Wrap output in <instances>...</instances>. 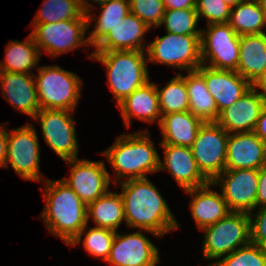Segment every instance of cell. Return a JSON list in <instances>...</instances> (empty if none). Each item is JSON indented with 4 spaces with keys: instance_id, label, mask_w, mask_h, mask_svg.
<instances>
[{
    "instance_id": "6da1fadb",
    "label": "cell",
    "mask_w": 266,
    "mask_h": 266,
    "mask_svg": "<svg viewBox=\"0 0 266 266\" xmlns=\"http://www.w3.org/2000/svg\"><path fill=\"white\" fill-rule=\"evenodd\" d=\"M119 184L128 227L154 232L161 237L179 229L180 224L148 177L121 181Z\"/></svg>"
},
{
    "instance_id": "7a4b0ae2",
    "label": "cell",
    "mask_w": 266,
    "mask_h": 266,
    "mask_svg": "<svg viewBox=\"0 0 266 266\" xmlns=\"http://www.w3.org/2000/svg\"><path fill=\"white\" fill-rule=\"evenodd\" d=\"M45 189L43 197L46 201L40 218L48 233L60 238L67 246L88 224L87 205L61 179H43Z\"/></svg>"
},
{
    "instance_id": "3957f363",
    "label": "cell",
    "mask_w": 266,
    "mask_h": 266,
    "mask_svg": "<svg viewBox=\"0 0 266 266\" xmlns=\"http://www.w3.org/2000/svg\"><path fill=\"white\" fill-rule=\"evenodd\" d=\"M149 131L121 134L101 154L109 161L115 173V184L130 179L147 178V174L159 172L160 156ZM125 180H119L124 179Z\"/></svg>"
},
{
    "instance_id": "277c9868",
    "label": "cell",
    "mask_w": 266,
    "mask_h": 266,
    "mask_svg": "<svg viewBox=\"0 0 266 266\" xmlns=\"http://www.w3.org/2000/svg\"><path fill=\"white\" fill-rule=\"evenodd\" d=\"M88 57L104 65L107 85L117 101L116 107L150 81L146 51H93Z\"/></svg>"
},
{
    "instance_id": "5b68a950",
    "label": "cell",
    "mask_w": 266,
    "mask_h": 266,
    "mask_svg": "<svg viewBox=\"0 0 266 266\" xmlns=\"http://www.w3.org/2000/svg\"><path fill=\"white\" fill-rule=\"evenodd\" d=\"M34 73L40 109L76 111L81 98L82 79L58 65L37 66Z\"/></svg>"
},
{
    "instance_id": "8992f818",
    "label": "cell",
    "mask_w": 266,
    "mask_h": 266,
    "mask_svg": "<svg viewBox=\"0 0 266 266\" xmlns=\"http://www.w3.org/2000/svg\"><path fill=\"white\" fill-rule=\"evenodd\" d=\"M204 231L202 254L204 259L213 260L212 266L220 258L231 254L237 248L249 244L250 219L248 213L230 212L218 222L201 230Z\"/></svg>"
},
{
    "instance_id": "52a82bcc",
    "label": "cell",
    "mask_w": 266,
    "mask_h": 266,
    "mask_svg": "<svg viewBox=\"0 0 266 266\" xmlns=\"http://www.w3.org/2000/svg\"><path fill=\"white\" fill-rule=\"evenodd\" d=\"M201 35H182L167 32L148 43V63L168 65L182 71L197 70L202 65Z\"/></svg>"
},
{
    "instance_id": "ba28073f",
    "label": "cell",
    "mask_w": 266,
    "mask_h": 266,
    "mask_svg": "<svg viewBox=\"0 0 266 266\" xmlns=\"http://www.w3.org/2000/svg\"><path fill=\"white\" fill-rule=\"evenodd\" d=\"M31 32L41 55L45 51L52 58L82 46H90L86 32L88 19H71L56 23L31 24ZM42 50V51H41Z\"/></svg>"
},
{
    "instance_id": "9c48e42d",
    "label": "cell",
    "mask_w": 266,
    "mask_h": 266,
    "mask_svg": "<svg viewBox=\"0 0 266 266\" xmlns=\"http://www.w3.org/2000/svg\"><path fill=\"white\" fill-rule=\"evenodd\" d=\"M240 36L229 23L208 24L201 28L202 64L217 70L237 72L240 56Z\"/></svg>"
},
{
    "instance_id": "30bf717a",
    "label": "cell",
    "mask_w": 266,
    "mask_h": 266,
    "mask_svg": "<svg viewBox=\"0 0 266 266\" xmlns=\"http://www.w3.org/2000/svg\"><path fill=\"white\" fill-rule=\"evenodd\" d=\"M34 124H24L8 131L7 160L9 166L23 180L41 182L40 145Z\"/></svg>"
},
{
    "instance_id": "8fae6325",
    "label": "cell",
    "mask_w": 266,
    "mask_h": 266,
    "mask_svg": "<svg viewBox=\"0 0 266 266\" xmlns=\"http://www.w3.org/2000/svg\"><path fill=\"white\" fill-rule=\"evenodd\" d=\"M228 136L229 133L216 122H206L190 147L198 169L209 182L226 170Z\"/></svg>"
},
{
    "instance_id": "7c38bea8",
    "label": "cell",
    "mask_w": 266,
    "mask_h": 266,
    "mask_svg": "<svg viewBox=\"0 0 266 266\" xmlns=\"http://www.w3.org/2000/svg\"><path fill=\"white\" fill-rule=\"evenodd\" d=\"M73 112L69 110L40 109L33 118L40 123L46 144L63 161L79 158V145Z\"/></svg>"
},
{
    "instance_id": "4fadbf2b",
    "label": "cell",
    "mask_w": 266,
    "mask_h": 266,
    "mask_svg": "<svg viewBox=\"0 0 266 266\" xmlns=\"http://www.w3.org/2000/svg\"><path fill=\"white\" fill-rule=\"evenodd\" d=\"M70 176L61 180L88 205L109 191L110 174L104 161L72 159L65 161Z\"/></svg>"
},
{
    "instance_id": "5bb4252c",
    "label": "cell",
    "mask_w": 266,
    "mask_h": 266,
    "mask_svg": "<svg viewBox=\"0 0 266 266\" xmlns=\"http://www.w3.org/2000/svg\"><path fill=\"white\" fill-rule=\"evenodd\" d=\"M258 178L257 169L225 170L213 181V186L221 188L231 212L249 214L256 209Z\"/></svg>"
},
{
    "instance_id": "9a60e30c",
    "label": "cell",
    "mask_w": 266,
    "mask_h": 266,
    "mask_svg": "<svg viewBox=\"0 0 266 266\" xmlns=\"http://www.w3.org/2000/svg\"><path fill=\"white\" fill-rule=\"evenodd\" d=\"M145 232L162 238L147 230H138L129 234L116 232L106 263L112 266H156L159 264V249L145 236Z\"/></svg>"
},
{
    "instance_id": "2e32d148",
    "label": "cell",
    "mask_w": 266,
    "mask_h": 266,
    "mask_svg": "<svg viewBox=\"0 0 266 266\" xmlns=\"http://www.w3.org/2000/svg\"><path fill=\"white\" fill-rule=\"evenodd\" d=\"M197 70L204 76L218 113L231 106L253 87L236 71L217 70L203 64Z\"/></svg>"
},
{
    "instance_id": "e0dca14e",
    "label": "cell",
    "mask_w": 266,
    "mask_h": 266,
    "mask_svg": "<svg viewBox=\"0 0 266 266\" xmlns=\"http://www.w3.org/2000/svg\"><path fill=\"white\" fill-rule=\"evenodd\" d=\"M160 145L159 147L164 150V162L160 158L159 171L170 172L179 187L187 190L209 182L198 169L191 148L170 144Z\"/></svg>"
},
{
    "instance_id": "ac0fdd59",
    "label": "cell",
    "mask_w": 266,
    "mask_h": 266,
    "mask_svg": "<svg viewBox=\"0 0 266 266\" xmlns=\"http://www.w3.org/2000/svg\"><path fill=\"white\" fill-rule=\"evenodd\" d=\"M265 103L259 91L252 87L231 106L222 110L216 123L229 134L254 131Z\"/></svg>"
},
{
    "instance_id": "d6986e66",
    "label": "cell",
    "mask_w": 266,
    "mask_h": 266,
    "mask_svg": "<svg viewBox=\"0 0 266 266\" xmlns=\"http://www.w3.org/2000/svg\"><path fill=\"white\" fill-rule=\"evenodd\" d=\"M266 165V144L254 133H230L227 142L226 170L257 169Z\"/></svg>"
},
{
    "instance_id": "ffe728a7",
    "label": "cell",
    "mask_w": 266,
    "mask_h": 266,
    "mask_svg": "<svg viewBox=\"0 0 266 266\" xmlns=\"http://www.w3.org/2000/svg\"><path fill=\"white\" fill-rule=\"evenodd\" d=\"M0 89L3 98L16 111L33 119L40 110L33 74L0 72Z\"/></svg>"
},
{
    "instance_id": "44dd1931",
    "label": "cell",
    "mask_w": 266,
    "mask_h": 266,
    "mask_svg": "<svg viewBox=\"0 0 266 266\" xmlns=\"http://www.w3.org/2000/svg\"><path fill=\"white\" fill-rule=\"evenodd\" d=\"M211 186H213V182L184 190L191 196L189 208L200 231L218 222L231 212L222 193L212 190Z\"/></svg>"
},
{
    "instance_id": "7402d4cb",
    "label": "cell",
    "mask_w": 266,
    "mask_h": 266,
    "mask_svg": "<svg viewBox=\"0 0 266 266\" xmlns=\"http://www.w3.org/2000/svg\"><path fill=\"white\" fill-rule=\"evenodd\" d=\"M123 118L124 126L130 128L132 118L148 124L161 122L162 115L159 109L158 93L154 82H147L137 88L118 106Z\"/></svg>"
},
{
    "instance_id": "603a6c76",
    "label": "cell",
    "mask_w": 266,
    "mask_h": 266,
    "mask_svg": "<svg viewBox=\"0 0 266 266\" xmlns=\"http://www.w3.org/2000/svg\"><path fill=\"white\" fill-rule=\"evenodd\" d=\"M150 30L142 20L130 12L121 24L110 30L94 51H146L148 44L143 37Z\"/></svg>"
},
{
    "instance_id": "cb8c5ba5",
    "label": "cell",
    "mask_w": 266,
    "mask_h": 266,
    "mask_svg": "<svg viewBox=\"0 0 266 266\" xmlns=\"http://www.w3.org/2000/svg\"><path fill=\"white\" fill-rule=\"evenodd\" d=\"M203 124L204 122L190 111L163 115L159 124L162 135L160 144L190 148Z\"/></svg>"
},
{
    "instance_id": "d4e9b609",
    "label": "cell",
    "mask_w": 266,
    "mask_h": 266,
    "mask_svg": "<svg viewBox=\"0 0 266 266\" xmlns=\"http://www.w3.org/2000/svg\"><path fill=\"white\" fill-rule=\"evenodd\" d=\"M237 72L252 85L266 68V33L241 35Z\"/></svg>"
},
{
    "instance_id": "484cf974",
    "label": "cell",
    "mask_w": 266,
    "mask_h": 266,
    "mask_svg": "<svg viewBox=\"0 0 266 266\" xmlns=\"http://www.w3.org/2000/svg\"><path fill=\"white\" fill-rule=\"evenodd\" d=\"M26 39L9 41L5 47L4 61H0V72L34 74L32 69L36 68L42 55L31 33Z\"/></svg>"
},
{
    "instance_id": "4316f807",
    "label": "cell",
    "mask_w": 266,
    "mask_h": 266,
    "mask_svg": "<svg viewBox=\"0 0 266 266\" xmlns=\"http://www.w3.org/2000/svg\"><path fill=\"white\" fill-rule=\"evenodd\" d=\"M187 73L185 85L189 97V111L204 123L216 122L219 113L215 100L207 89L204 76L198 70Z\"/></svg>"
},
{
    "instance_id": "83f0119b",
    "label": "cell",
    "mask_w": 266,
    "mask_h": 266,
    "mask_svg": "<svg viewBox=\"0 0 266 266\" xmlns=\"http://www.w3.org/2000/svg\"><path fill=\"white\" fill-rule=\"evenodd\" d=\"M92 218L96 227L108 228L117 232L125 222L124 205L120 193L110 190L87 205V222Z\"/></svg>"
},
{
    "instance_id": "f1b7e54d",
    "label": "cell",
    "mask_w": 266,
    "mask_h": 266,
    "mask_svg": "<svg viewBox=\"0 0 266 266\" xmlns=\"http://www.w3.org/2000/svg\"><path fill=\"white\" fill-rule=\"evenodd\" d=\"M228 23L239 36L266 33V13L258 0H243L232 7Z\"/></svg>"
},
{
    "instance_id": "f546056e",
    "label": "cell",
    "mask_w": 266,
    "mask_h": 266,
    "mask_svg": "<svg viewBox=\"0 0 266 266\" xmlns=\"http://www.w3.org/2000/svg\"><path fill=\"white\" fill-rule=\"evenodd\" d=\"M99 7L100 14L95 18V23L93 26L88 24V29L90 26L93 28L87 35L88 41L94 48L130 13L129 0H107Z\"/></svg>"
},
{
    "instance_id": "4dcf8cb0",
    "label": "cell",
    "mask_w": 266,
    "mask_h": 266,
    "mask_svg": "<svg viewBox=\"0 0 266 266\" xmlns=\"http://www.w3.org/2000/svg\"><path fill=\"white\" fill-rule=\"evenodd\" d=\"M161 115L189 111V97L185 76L178 72L163 88L155 83Z\"/></svg>"
},
{
    "instance_id": "1f68e13d",
    "label": "cell",
    "mask_w": 266,
    "mask_h": 266,
    "mask_svg": "<svg viewBox=\"0 0 266 266\" xmlns=\"http://www.w3.org/2000/svg\"><path fill=\"white\" fill-rule=\"evenodd\" d=\"M88 226L87 224L68 246H78L79 243H82L84 250L89 255L106 262L110 255L116 231L96 226L90 228ZM83 234H85V237Z\"/></svg>"
},
{
    "instance_id": "d6a6232c",
    "label": "cell",
    "mask_w": 266,
    "mask_h": 266,
    "mask_svg": "<svg viewBox=\"0 0 266 266\" xmlns=\"http://www.w3.org/2000/svg\"><path fill=\"white\" fill-rule=\"evenodd\" d=\"M31 24L56 23L71 19H88L78 0H44Z\"/></svg>"
},
{
    "instance_id": "836d02e7",
    "label": "cell",
    "mask_w": 266,
    "mask_h": 266,
    "mask_svg": "<svg viewBox=\"0 0 266 266\" xmlns=\"http://www.w3.org/2000/svg\"><path fill=\"white\" fill-rule=\"evenodd\" d=\"M198 14L195 9L165 10L161 26L166 32L182 35H201Z\"/></svg>"
},
{
    "instance_id": "e575fe53",
    "label": "cell",
    "mask_w": 266,
    "mask_h": 266,
    "mask_svg": "<svg viewBox=\"0 0 266 266\" xmlns=\"http://www.w3.org/2000/svg\"><path fill=\"white\" fill-rule=\"evenodd\" d=\"M212 266H266V249L250 242L220 258Z\"/></svg>"
},
{
    "instance_id": "d590c367",
    "label": "cell",
    "mask_w": 266,
    "mask_h": 266,
    "mask_svg": "<svg viewBox=\"0 0 266 266\" xmlns=\"http://www.w3.org/2000/svg\"><path fill=\"white\" fill-rule=\"evenodd\" d=\"M130 12L135 14L150 29L159 28L163 21L165 6L163 0H129Z\"/></svg>"
},
{
    "instance_id": "8d00e7d4",
    "label": "cell",
    "mask_w": 266,
    "mask_h": 266,
    "mask_svg": "<svg viewBox=\"0 0 266 266\" xmlns=\"http://www.w3.org/2000/svg\"><path fill=\"white\" fill-rule=\"evenodd\" d=\"M195 10L198 18L204 17L207 24L227 23L230 19L231 7L223 0H196Z\"/></svg>"
},
{
    "instance_id": "74e56055",
    "label": "cell",
    "mask_w": 266,
    "mask_h": 266,
    "mask_svg": "<svg viewBox=\"0 0 266 266\" xmlns=\"http://www.w3.org/2000/svg\"><path fill=\"white\" fill-rule=\"evenodd\" d=\"M257 209L256 214L253 212L249 213L250 241L266 249V207Z\"/></svg>"
},
{
    "instance_id": "f35d334b",
    "label": "cell",
    "mask_w": 266,
    "mask_h": 266,
    "mask_svg": "<svg viewBox=\"0 0 266 266\" xmlns=\"http://www.w3.org/2000/svg\"><path fill=\"white\" fill-rule=\"evenodd\" d=\"M266 207V165L259 169L258 190L256 195V211Z\"/></svg>"
},
{
    "instance_id": "ab89813d",
    "label": "cell",
    "mask_w": 266,
    "mask_h": 266,
    "mask_svg": "<svg viewBox=\"0 0 266 266\" xmlns=\"http://www.w3.org/2000/svg\"><path fill=\"white\" fill-rule=\"evenodd\" d=\"M7 124H0V168H5L7 160L8 131Z\"/></svg>"
},
{
    "instance_id": "60d3db41",
    "label": "cell",
    "mask_w": 266,
    "mask_h": 266,
    "mask_svg": "<svg viewBox=\"0 0 266 266\" xmlns=\"http://www.w3.org/2000/svg\"><path fill=\"white\" fill-rule=\"evenodd\" d=\"M166 10L195 9L196 0H163Z\"/></svg>"
},
{
    "instance_id": "b9f144b4",
    "label": "cell",
    "mask_w": 266,
    "mask_h": 266,
    "mask_svg": "<svg viewBox=\"0 0 266 266\" xmlns=\"http://www.w3.org/2000/svg\"><path fill=\"white\" fill-rule=\"evenodd\" d=\"M79 5L81 7V10L85 15L88 17V24H92L93 19L97 15L96 13L92 14L94 9H97L95 6H93L89 0H78ZM92 2L98 3V5H102L107 0H91ZM94 17V18H93Z\"/></svg>"
},
{
    "instance_id": "7bdbcfd3",
    "label": "cell",
    "mask_w": 266,
    "mask_h": 266,
    "mask_svg": "<svg viewBox=\"0 0 266 266\" xmlns=\"http://www.w3.org/2000/svg\"><path fill=\"white\" fill-rule=\"evenodd\" d=\"M254 133L266 144V103L261 110Z\"/></svg>"
},
{
    "instance_id": "ee69618b",
    "label": "cell",
    "mask_w": 266,
    "mask_h": 266,
    "mask_svg": "<svg viewBox=\"0 0 266 266\" xmlns=\"http://www.w3.org/2000/svg\"><path fill=\"white\" fill-rule=\"evenodd\" d=\"M257 91L260 89L259 94L264 98L266 102V68L259 79L252 85Z\"/></svg>"
},
{
    "instance_id": "f6af8a7d",
    "label": "cell",
    "mask_w": 266,
    "mask_h": 266,
    "mask_svg": "<svg viewBox=\"0 0 266 266\" xmlns=\"http://www.w3.org/2000/svg\"><path fill=\"white\" fill-rule=\"evenodd\" d=\"M225 3H227L231 8L238 5L243 0H223Z\"/></svg>"
},
{
    "instance_id": "bcb514c9",
    "label": "cell",
    "mask_w": 266,
    "mask_h": 266,
    "mask_svg": "<svg viewBox=\"0 0 266 266\" xmlns=\"http://www.w3.org/2000/svg\"><path fill=\"white\" fill-rule=\"evenodd\" d=\"M258 2L266 13V0H258Z\"/></svg>"
}]
</instances>
